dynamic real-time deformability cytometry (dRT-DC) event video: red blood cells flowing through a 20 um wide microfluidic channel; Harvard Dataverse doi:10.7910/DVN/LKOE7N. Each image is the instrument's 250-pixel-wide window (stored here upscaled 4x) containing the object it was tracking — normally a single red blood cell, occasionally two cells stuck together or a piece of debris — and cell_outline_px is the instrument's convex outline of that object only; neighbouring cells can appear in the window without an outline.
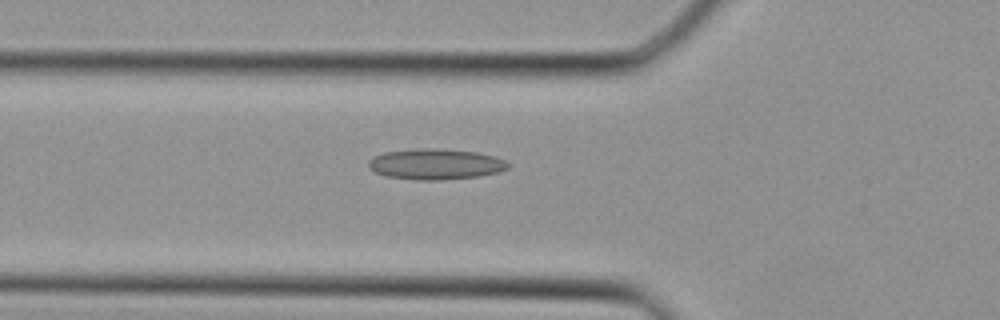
{"species": "Egyptian fruit bat (a non-hibernating species)", "species_latin": "Rousettus aegyptiacus", "temperature_condition": "cold", "stored_images_in_passage": 35, "camera_frame_rate_fps": 3000, "um_per_image_px": 0.085, "animal": {"sex": "female"}, "frame": {"image": 1, "passage_image": 13, "time_ms": 4.0, "image_size_px": [1000, 320], "cell_outline_px": [[508, 168], [496, 172], [480, 176], [440, 180], [416, 180], [388, 176], [376, 172], [368, 164], [368, 160], [384, 152], [416, 148], [436, 148], [476, 152], [496, 156], [504, 160], [508, 164]], "centroid_in_image_um": [37.03, 13.94], "position_along_channel_um": 88.8, "area_um2": 24.8}}
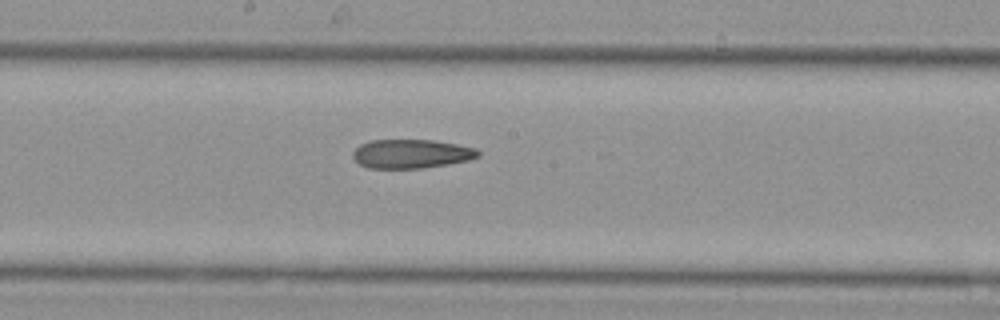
{"frame": {"image": 2, "passage_image": 20, "time_ms": 6.333, "image_size_px": [1000, 320], "cell_outline_px": [[480, 156], [468, 160], [448, 164], [420, 168], [368, 168], [360, 164], [352, 156], [352, 152], [360, 144], [372, 140], [432, 140], [456, 144], [476, 148], [480, 152]], "centroid_in_image_um": [34.96, 13.07], "position_along_channel_um": 213.2, "area_um2": 21.04}}
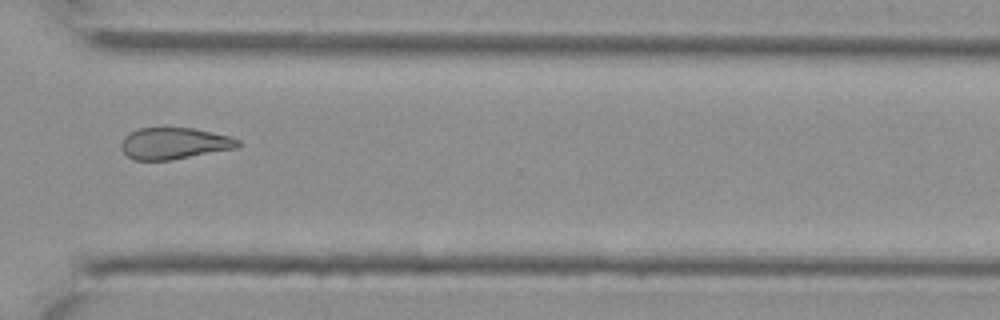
{"frame": {"image": 3, "passage_image": 28, "time_ms": 9.0, "image_size_px": [1000, 320], "cell_outline_px": [[240, 144], [236, 148], [172, 160], [132, 160], [120, 148], [120, 144], [124, 136], [128, 132], [140, 128], [192, 128], [228, 136], [240, 140]], "centroid_in_image_um": [14.76, 12.19], "position_along_channel_um": 355.8, "area_um2": 21.44}}